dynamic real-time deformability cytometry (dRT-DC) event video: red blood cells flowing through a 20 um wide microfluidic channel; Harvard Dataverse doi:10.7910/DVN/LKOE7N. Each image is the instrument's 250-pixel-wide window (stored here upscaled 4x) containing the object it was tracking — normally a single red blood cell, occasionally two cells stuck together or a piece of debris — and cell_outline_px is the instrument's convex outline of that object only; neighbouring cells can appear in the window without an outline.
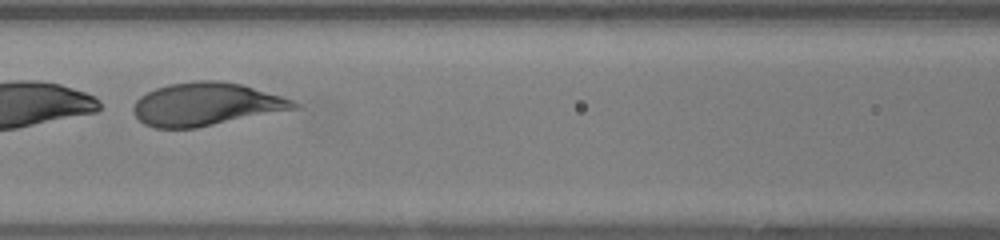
{"species": "human", "species_latin": "Homo sapiens", "temperature_condition": "warm", "stored_images_in_passage": 37, "camera_frame_rate_fps": 3000, "um_per_image_px": 0.085, "donor": {"sex": "female"}, "frame": {"image": 1, "passage_image": 13, "time_ms": 4.0, "image_size_px": [1000, 240], "cell_outline_px": [[300, 108], [196, 128], [152, 128], [144, 124], [132, 112], [132, 108], [136, 100], [140, 96], [156, 88], [168, 84], [196, 80], [216, 80], [240, 84], [284, 96], [300, 104]], "centroid_in_image_um": [17.52, 8.86], "position_along_channel_um": 149.1, "area_um2": 40.4}}
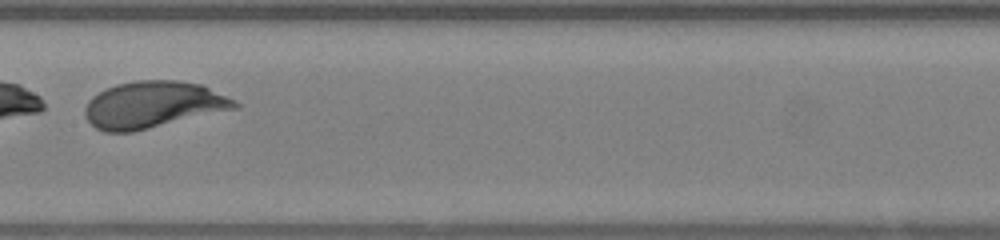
{"frame": {"image": 2, "passage_image": 16, "time_ms": 5.0, "image_size_px": [1000, 240], "cell_outline_px": [[240, 108], [132, 132], [104, 132], [96, 128], [88, 120], [84, 112], [84, 108], [88, 100], [92, 96], [116, 84], [136, 80], [180, 80], [204, 84], [236, 100], [240, 104]], "centroid_in_image_um": [13.06, 8.89], "position_along_channel_um": 194.3, "area_um2": 41.21}}
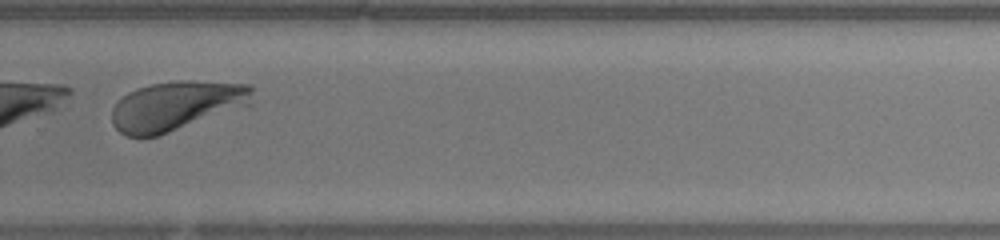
{"frame": {"image": 3, "passage_image": 24, "time_ms": 7.667, "image_size_px": [1000, 240], "cell_outline_px": [[252, 104], [160, 136], [128, 136], [120, 132], [112, 124], [112, 108], [128, 92], [136, 88], [152, 84], [180, 80], [192, 80], [252, 84]], "centroid_in_image_um": [15.02, 8.98], "position_along_channel_um": 314.8, "area_um2": 40.58}}